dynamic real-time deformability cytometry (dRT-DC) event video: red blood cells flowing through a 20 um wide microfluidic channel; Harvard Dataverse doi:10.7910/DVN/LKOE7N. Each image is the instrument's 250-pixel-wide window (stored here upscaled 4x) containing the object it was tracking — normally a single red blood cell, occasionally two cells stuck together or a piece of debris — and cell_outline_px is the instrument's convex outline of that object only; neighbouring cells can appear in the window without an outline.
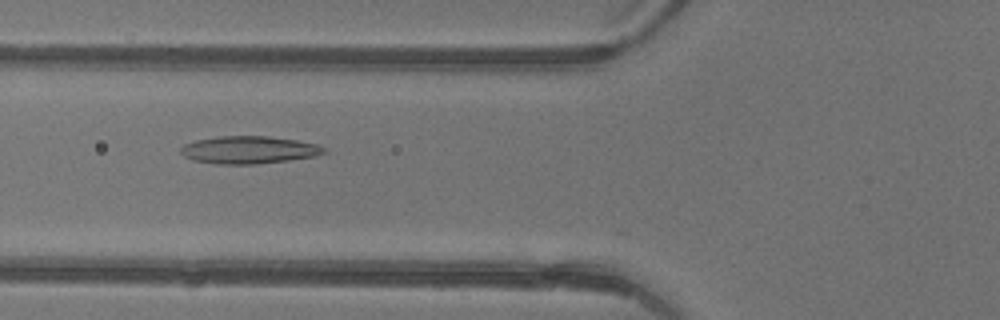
{"species": "common noctule bat (a hibernating species)", "species_latin": "Nyctalus noctula", "temperature_condition": "warm", "stored_images_in_passage": 6, "camera_frame_rate_fps": 3000, "um_per_image_px": 0.085, "animal": {"sex": "female"}, "frame": {"image": 1, "passage_image": 6, "time_ms": 1.667, "image_size_px": [1000, 320], "cell_outline_px": [[328, 152], [316, 156], [288, 160], [256, 164], [216, 164], [192, 160], [184, 156], [180, 152], [180, 148], [184, 144], [196, 140], [220, 136], [268, 136], [296, 140], [316, 144], [328, 148]], "centroid_in_image_um": [21.17, 12.74], "position_along_channel_um": 104.6, "area_um2": 23.12}}